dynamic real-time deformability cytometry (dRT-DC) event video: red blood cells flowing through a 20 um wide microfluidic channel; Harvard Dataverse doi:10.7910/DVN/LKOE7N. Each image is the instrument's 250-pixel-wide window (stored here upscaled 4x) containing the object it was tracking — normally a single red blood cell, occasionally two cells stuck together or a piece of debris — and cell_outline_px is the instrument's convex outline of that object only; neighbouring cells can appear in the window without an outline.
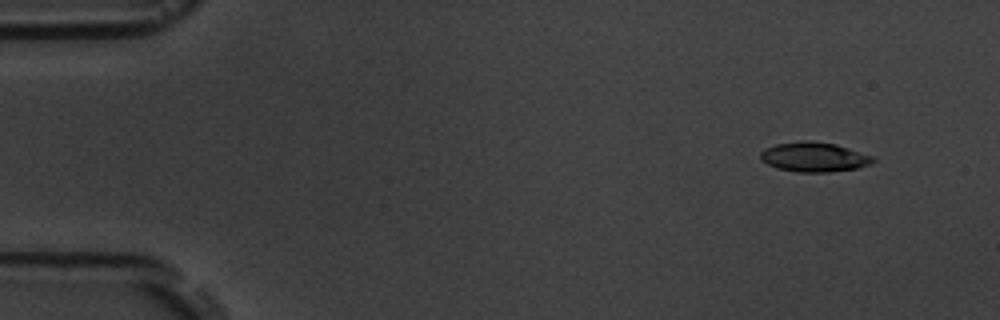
{"species": "common noctule bat (a hibernating species)", "species_latin": "Nyctalus noctula", "temperature_condition": "room temperature", "stored_images_in_passage": 6, "camera_frame_rate_fps": 3000, "um_per_image_px": 0.085, "animal": {"sex": "male", "body_mass_g": 19.5, "forearm_length_mm": 54.6}, "frame": {"image": 1, "passage_image": 2, "time_ms": 1.0, "image_size_px": [1000, 320], "cell_outline_px": [[876, 160], [872, 164], [856, 168], [828, 172], [796, 172], [776, 168], [760, 160], [760, 152], [764, 148], [776, 144], [804, 140], [808, 140], [836, 144], [872, 156]], "centroid_in_image_um": [69.17, 13.34], "position_along_channel_um": 15.8, "area_um2": 19.48}}